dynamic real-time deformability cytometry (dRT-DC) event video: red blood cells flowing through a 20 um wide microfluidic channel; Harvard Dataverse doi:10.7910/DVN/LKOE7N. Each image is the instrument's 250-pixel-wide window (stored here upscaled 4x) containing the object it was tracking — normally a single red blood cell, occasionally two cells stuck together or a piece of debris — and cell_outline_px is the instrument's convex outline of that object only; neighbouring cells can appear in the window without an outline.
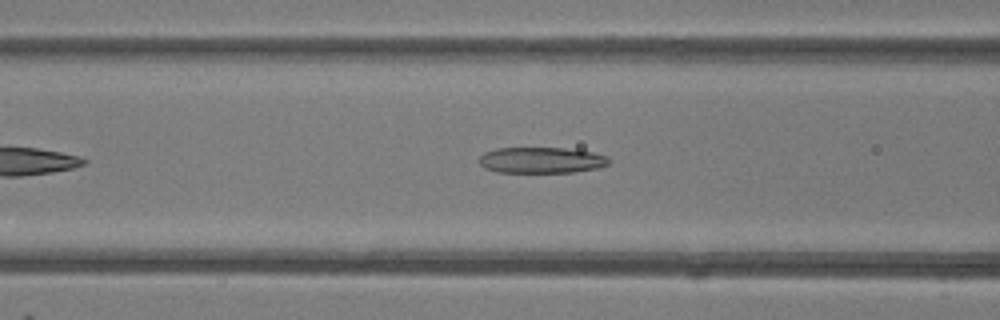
{"species": "common noctule bat (a hibernating species)", "species_latin": "Nyctalus noctula", "temperature_condition": "room temperature", "stored_images_in_passage": 37, "camera_frame_rate_fps": 3000, "um_per_image_px": 0.085, "animal": {"sex": "female"}, "frame": {"image": 1, "passage_image": 10, "time_ms": 3.0, "image_size_px": [1000, 320], "cell_outline_px": [[612, 160], [608, 164], [600, 168], [576, 172], [496, 172], [484, 168], [480, 164], [480, 156], [484, 152], [496, 148], [564, 148], [592, 152], [608, 156]], "centroid_in_image_um": [46.05, 13.62], "position_along_channel_um": 120.5, "area_um2": 19.83}}
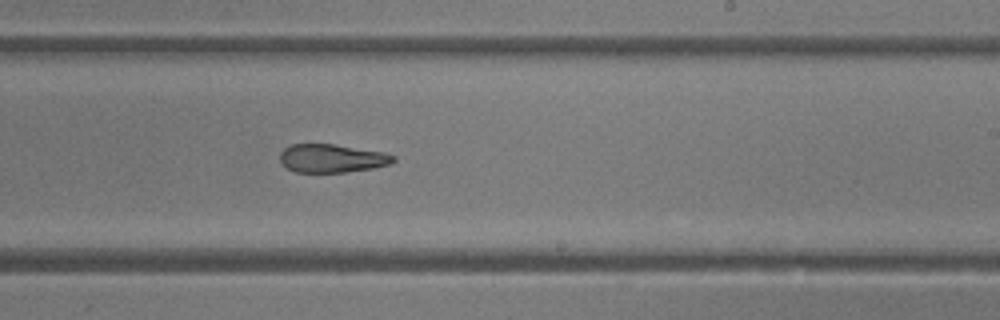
{"frame": {"image": 2, "passage_image": 20, "time_ms": 6.333, "image_size_px": [1000, 320], "cell_outline_px": [[396, 160], [392, 164], [372, 168], [344, 172], [296, 172], [288, 168], [280, 160], [280, 152], [288, 144], [332, 144], [384, 152], [396, 156]], "centroid_in_image_um": [28.23, 13.45], "position_along_channel_um": 260.8, "area_um2": 18.73}}
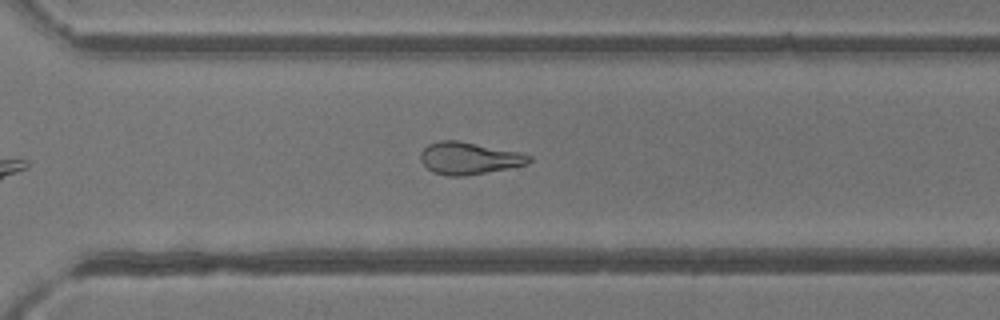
{"frame": {"image": 3, "passage_image": 25, "time_ms": 8.0, "image_size_px": [1000, 320], "cell_outline_px": [[532, 160], [528, 164], [508, 168], [464, 176], [448, 176], [432, 172], [420, 160], [420, 152], [428, 144], [440, 140], [460, 140], [520, 152], [532, 156]], "centroid_in_image_um": [39.86, 13.44], "position_along_channel_um": 330.7, "area_um2": 20.46}, "authors_computed_cell_mechanics": {"area_um2": 20.4612, "velocity_mm_per_s": 4.2124, "shape_relaxation_time_tau1_ms": null, "shape_relaxation_time_tau2_ms": 1.0053, "deformation_change_tau1": null, "deformation_change_tau2": 0.09}}